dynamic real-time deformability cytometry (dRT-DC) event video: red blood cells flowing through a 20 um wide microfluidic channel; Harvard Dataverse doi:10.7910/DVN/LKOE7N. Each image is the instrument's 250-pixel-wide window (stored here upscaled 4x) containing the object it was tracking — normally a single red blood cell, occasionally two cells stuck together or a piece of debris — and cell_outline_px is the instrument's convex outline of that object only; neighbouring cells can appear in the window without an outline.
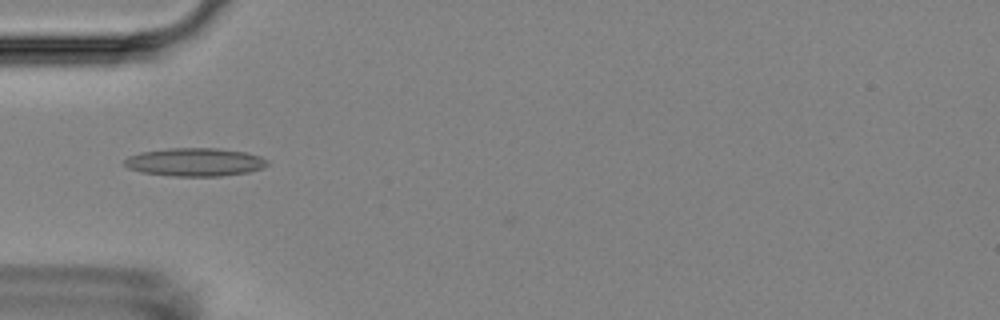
{"species": "Egyptian fruit bat (a non-hibernating species)", "species_latin": "Rousettus aegyptiacus", "temperature_condition": "room temperature", "stored_images_in_passage": 3, "camera_frame_rate_fps": 3000, "um_per_image_px": 0.085, "animal": {"sex": "female"}, "frame": {"image": 1, "passage_image": 2, "time_ms": 1.0, "image_size_px": [1000, 320], "cell_outline_px": [[268, 164], [264, 168], [248, 172], [220, 176], [172, 176], [140, 172], [128, 168], [124, 164], [124, 160], [128, 156], [140, 152], [168, 148], [220, 148], [248, 152], [260, 156], [268, 160]], "centroid_in_image_um": [16.58, 13.77], "position_along_channel_um": 68.4, "area_um2": 23.76}}